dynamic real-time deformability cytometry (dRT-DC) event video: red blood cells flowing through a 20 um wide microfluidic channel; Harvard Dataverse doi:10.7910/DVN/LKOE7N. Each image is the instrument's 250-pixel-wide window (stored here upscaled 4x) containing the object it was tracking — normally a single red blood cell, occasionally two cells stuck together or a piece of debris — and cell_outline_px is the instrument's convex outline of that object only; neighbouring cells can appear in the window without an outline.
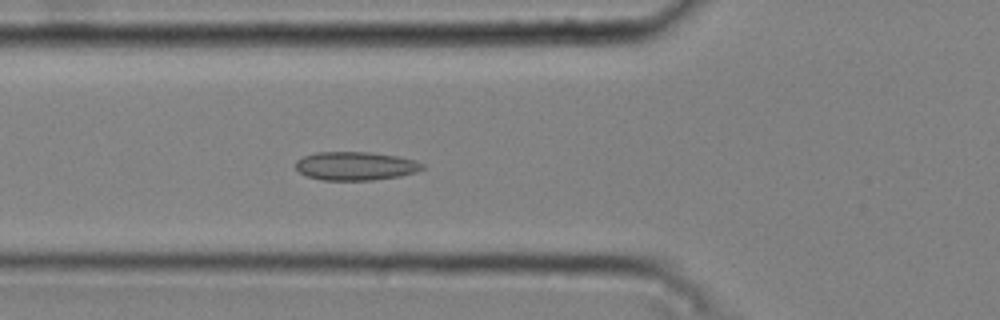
{"species": "common noctule bat (a hibernating species)", "species_latin": "Nyctalus noctula", "temperature_condition": "cold", "stored_images_in_passage": 46, "camera_frame_rate_fps": 3000, "um_per_image_px": 0.085, "animal": {"sex": "male", "body_mass_g": 20.4}, "frame": {"image": 1, "passage_image": 14, "time_ms": 4.333, "image_size_px": [1000, 320], "cell_outline_px": [[424, 168], [416, 172], [400, 176], [372, 180], [320, 180], [308, 176], [300, 172], [296, 168], [296, 160], [304, 156], [316, 152], [368, 152], [400, 156], [416, 160], [424, 164]], "centroid_in_image_um": [30.25, 14.1], "position_along_channel_um": 95.6, "area_um2": 21.15}}
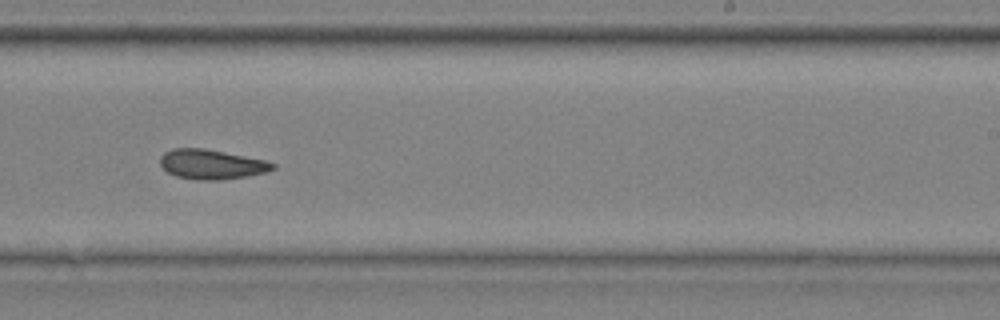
{"frame": {"image": 2, "passage_image": 28, "time_ms": 9.0, "image_size_px": [1000, 320], "cell_outline_px": [[276, 168], [268, 172], [248, 176], [220, 180], [196, 180], [176, 176], [168, 172], [160, 164], [160, 156], [164, 152], [172, 148], [204, 148], [268, 160], [276, 164]], "centroid_in_image_um": [18.02, 13.96], "position_along_channel_um": 271.0, "area_um2": 19.77}}
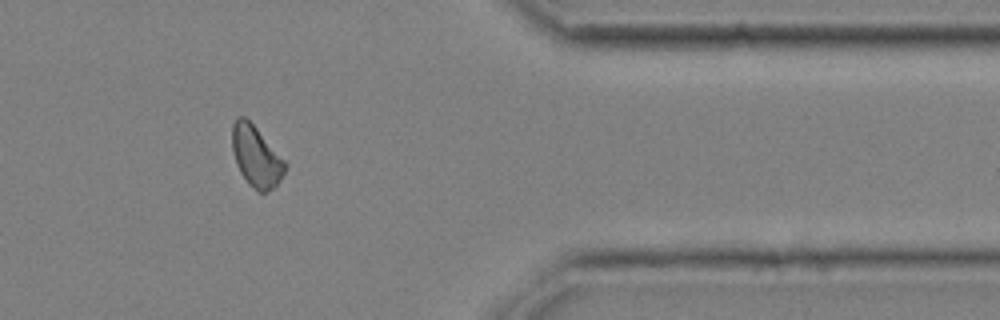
{"frame": {"image": 3, "passage_image": 39, "time_ms": 12.667, "image_size_px": [1000, 320], "cell_outline_px": [[288, 164], [276, 188], [264, 192], [260, 192], [248, 184], [240, 172], [236, 164], [232, 152], [232, 124], [236, 116], [244, 116], [256, 128]], "centroid_in_image_um": [21.76, 13.3], "position_along_channel_um": 389.6, "area_um2": 18.79}, "authors_computed_cell_mechanics": {"area_um2": 19.652, "velocity_mm_per_s": 3.7605, "shape_relaxation_time_tau1_ms": null, "shape_relaxation_time_tau2_ms": 6.4773, "deformation_change_tau1": null, "deformation_change_tau2": 0.0939}}